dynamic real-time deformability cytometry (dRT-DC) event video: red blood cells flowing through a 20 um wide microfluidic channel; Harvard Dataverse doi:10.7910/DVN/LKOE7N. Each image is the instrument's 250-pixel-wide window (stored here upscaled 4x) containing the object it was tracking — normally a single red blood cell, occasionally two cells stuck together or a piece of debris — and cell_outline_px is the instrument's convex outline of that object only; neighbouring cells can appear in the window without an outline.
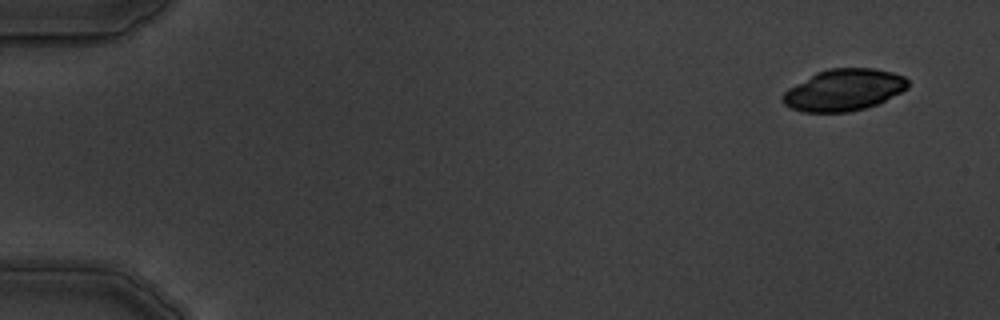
{"species": "common noctule bat (a hibernating species)", "species_latin": "Nyctalus noctula", "temperature_condition": "warm", "stored_images_in_passage": 5, "camera_frame_rate_fps": 3000, "um_per_image_px": 0.085, "animal": {"sex": "male", "body_mass_g": 19.5, "forearm_length_mm": 54.6}, "frame": {"image": 1, "passage_image": 1, "time_ms": 0.0, "image_size_px": [1000, 320], "cell_outline_px": [[908, 88], [876, 104], [864, 108], [848, 112], [804, 112], [792, 108], [784, 104], [780, 100], [780, 96], [788, 88], [816, 72], [828, 68], [872, 68], [892, 72], [904, 76], [908, 80]], "centroid_in_image_um": [71.68, 7.64], "position_along_channel_um": 13.3, "area_um2": 30.35}}